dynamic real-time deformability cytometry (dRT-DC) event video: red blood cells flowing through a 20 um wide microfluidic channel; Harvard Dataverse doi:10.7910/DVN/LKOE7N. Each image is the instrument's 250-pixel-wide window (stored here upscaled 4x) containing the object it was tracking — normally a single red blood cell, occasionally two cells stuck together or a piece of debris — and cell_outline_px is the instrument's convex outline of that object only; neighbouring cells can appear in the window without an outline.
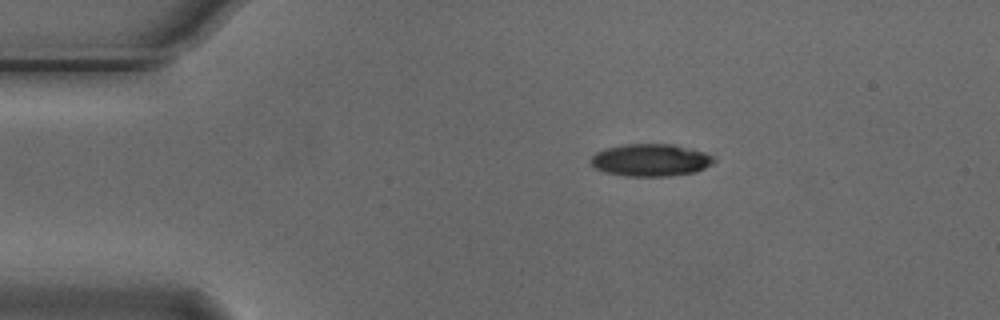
{"species": "Egyptian fruit bat (a non-hibernating species)", "species_latin": "Rousettus aegyptiacus", "temperature_condition": "cold", "stored_images_in_passage": 2, "camera_frame_rate_fps": 3000, "um_per_image_px": 0.085, "animal": {"sex": "male"}, "frame": {"image": 1, "passage_image": 2, "time_ms": 0.333, "image_size_px": [1000, 320], "cell_outline_px": [[716, 160], [712, 164], [696, 172], [668, 176], [624, 176], [604, 172], [596, 168], [592, 164], [592, 156], [596, 152], [604, 148], [624, 144], [672, 144], [692, 148], [716, 156]], "centroid_in_image_um": [55.34, 13.6], "position_along_channel_um": 29.7, "area_um2": 23.41}}